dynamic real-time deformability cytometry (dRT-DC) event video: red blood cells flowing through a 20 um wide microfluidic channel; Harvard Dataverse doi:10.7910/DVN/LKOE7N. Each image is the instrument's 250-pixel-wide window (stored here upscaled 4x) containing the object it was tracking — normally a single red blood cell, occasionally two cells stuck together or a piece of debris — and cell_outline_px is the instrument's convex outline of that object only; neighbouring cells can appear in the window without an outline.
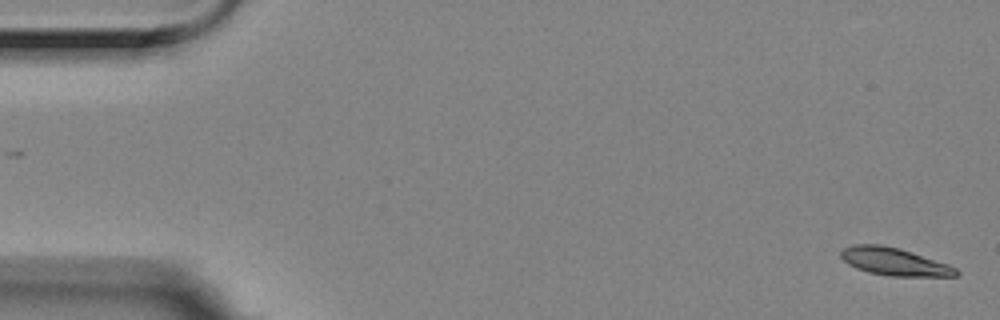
{"species": "Egyptian fruit bat (a non-hibernating species)", "species_latin": "Rousettus aegyptiacus", "temperature_condition": "room temperature", "stored_images_in_passage": 5, "camera_frame_rate_fps": 3000, "um_per_image_px": 0.085, "animal": {"sex": "female"}, "frame": {"image": 1, "passage_image": 1, "time_ms": 0.0, "image_size_px": [1000, 320], "cell_outline_px": [[960, 272], [956, 276], [888, 276], [868, 272], [856, 268], [848, 264], [840, 256], [840, 252], [844, 248], [852, 244], [880, 244], [900, 248], [948, 264], [956, 268]], "centroid_in_image_um": [76.0, 22.23], "position_along_channel_um": 9.0, "area_um2": 18.61}}
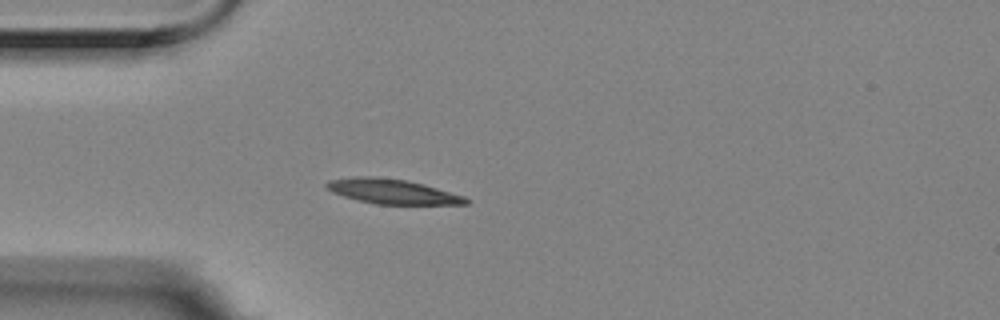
{"frame": {"image": 2, "passage_image": 5, "time_ms": 1.333, "image_size_px": [1000, 320], "cell_outline_px": [[468, 204], [376, 204], [344, 196], [332, 192], [324, 184], [328, 180], [356, 176], [376, 176], [404, 180], [424, 184], [464, 196], [468, 200]], "centroid_in_image_um": [33.32, 16.26], "position_along_channel_um": 51.7, "area_um2": 19.88}}